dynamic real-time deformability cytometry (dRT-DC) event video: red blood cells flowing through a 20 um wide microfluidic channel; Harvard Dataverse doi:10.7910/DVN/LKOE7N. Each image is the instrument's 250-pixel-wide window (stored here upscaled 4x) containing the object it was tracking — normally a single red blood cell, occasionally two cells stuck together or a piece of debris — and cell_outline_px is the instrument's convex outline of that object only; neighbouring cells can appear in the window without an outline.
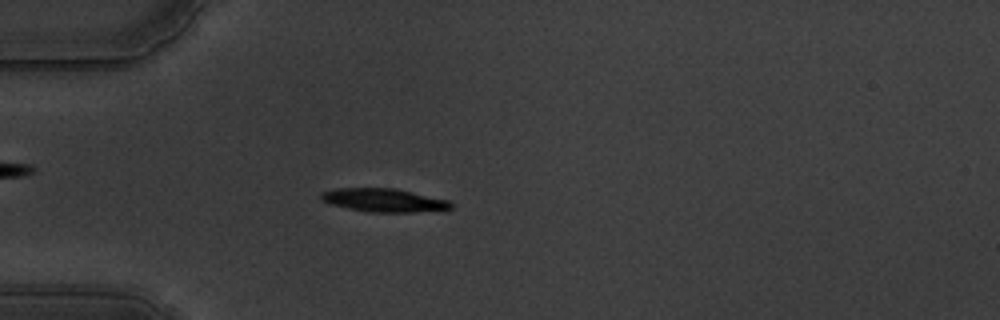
{"species": "common noctule bat (a hibernating species)", "species_latin": "Nyctalus noctula", "temperature_condition": "warm", "stored_images_in_passage": 58, "camera_frame_rate_fps": 3000, "um_per_image_px": 0.085, "animal": {"sex": "male", "body_mass_g": 19.5, "forearm_length_mm": 54.6}, "frame": {"image": 1, "passage_image": 17, "time_ms": 5.333, "image_size_px": [1000, 320], "cell_outline_px": [[452, 208], [440, 212], [368, 212], [348, 208], [332, 204], [320, 200], [320, 192], [336, 188], [396, 188], [448, 200], [452, 204]], "centroid_in_image_um": [32.67, 17.03], "position_along_channel_um": 52.3, "area_um2": 17.98}}
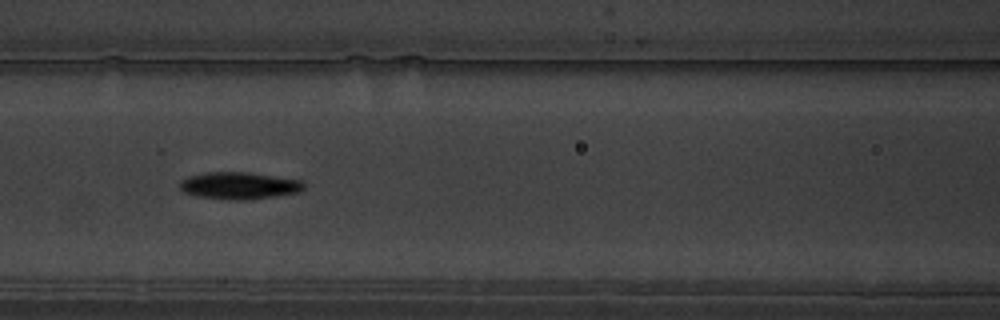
{"frame": {"image": 2, "passage_image": 26, "time_ms": 8.333, "image_size_px": [1000, 320], "cell_outline_px": [[304, 188], [300, 192], [276, 196], [244, 200], [228, 200], [196, 196], [184, 192], [180, 188], [180, 180], [188, 176], [208, 172], [248, 172], [304, 180]], "centroid_in_image_um": [20.34, 15.78], "position_along_channel_um": 146.3, "area_um2": 19.77}}
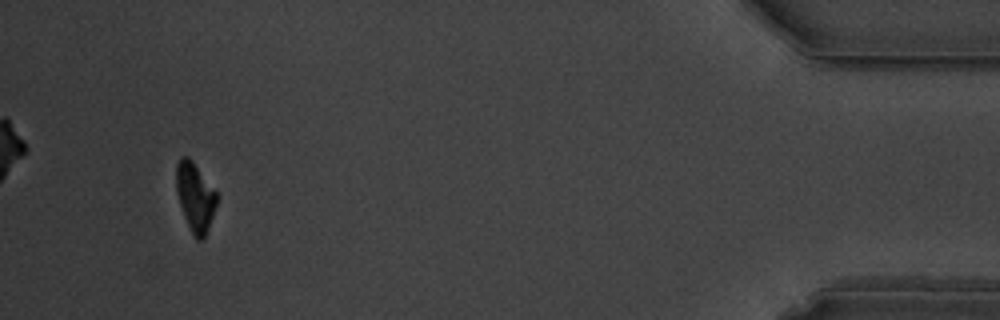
{"frame": {"image": 3, "passage_image": 55, "time_ms": 18.0, "image_size_px": [1000, 320], "cell_outline_px": [[220, 196], [204, 236], [200, 240], [196, 240], [192, 236], [184, 216], [176, 192], [176, 164], [180, 156], [188, 156], [192, 160]], "centroid_in_image_um": [16.58, 16.71], "position_along_channel_um": 418.6, "area_um2": 16.3}, "authors_computed_cell_mechanics": {"area_um2": 17.918, "velocity_mm_per_s": 3.5195, "shape_relaxation_time_tau1_ms": 2.5613, "shape_relaxation_time_tau2_ms": null, "deformation_change_tau1": 0.1312, "deformation_change_tau2": null}}